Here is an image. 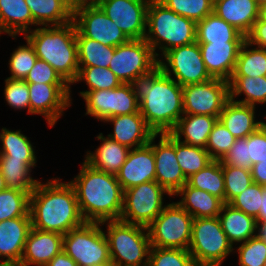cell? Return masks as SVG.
Masks as SVG:
<instances>
[{"label": "cell", "mask_w": 266, "mask_h": 266, "mask_svg": "<svg viewBox=\"0 0 266 266\" xmlns=\"http://www.w3.org/2000/svg\"><path fill=\"white\" fill-rule=\"evenodd\" d=\"M265 119H266V115H265ZM260 128L266 133V122L262 121Z\"/></svg>", "instance_id": "obj_61"}, {"label": "cell", "mask_w": 266, "mask_h": 266, "mask_svg": "<svg viewBox=\"0 0 266 266\" xmlns=\"http://www.w3.org/2000/svg\"><path fill=\"white\" fill-rule=\"evenodd\" d=\"M66 2L73 10H75L77 7H79L82 3H84V0H63Z\"/></svg>", "instance_id": "obj_59"}, {"label": "cell", "mask_w": 266, "mask_h": 266, "mask_svg": "<svg viewBox=\"0 0 266 266\" xmlns=\"http://www.w3.org/2000/svg\"><path fill=\"white\" fill-rule=\"evenodd\" d=\"M150 0H96L128 39H144Z\"/></svg>", "instance_id": "obj_18"}, {"label": "cell", "mask_w": 266, "mask_h": 266, "mask_svg": "<svg viewBox=\"0 0 266 266\" xmlns=\"http://www.w3.org/2000/svg\"><path fill=\"white\" fill-rule=\"evenodd\" d=\"M198 43H243L245 36L214 12L197 22Z\"/></svg>", "instance_id": "obj_31"}, {"label": "cell", "mask_w": 266, "mask_h": 266, "mask_svg": "<svg viewBox=\"0 0 266 266\" xmlns=\"http://www.w3.org/2000/svg\"><path fill=\"white\" fill-rule=\"evenodd\" d=\"M111 263L116 266H148L151 248L147 227L121 220L105 221Z\"/></svg>", "instance_id": "obj_6"}, {"label": "cell", "mask_w": 266, "mask_h": 266, "mask_svg": "<svg viewBox=\"0 0 266 266\" xmlns=\"http://www.w3.org/2000/svg\"><path fill=\"white\" fill-rule=\"evenodd\" d=\"M236 248L239 266H264L266 261V243L257 236L240 243Z\"/></svg>", "instance_id": "obj_47"}, {"label": "cell", "mask_w": 266, "mask_h": 266, "mask_svg": "<svg viewBox=\"0 0 266 266\" xmlns=\"http://www.w3.org/2000/svg\"><path fill=\"white\" fill-rule=\"evenodd\" d=\"M217 217L193 218L188 251L196 265L221 266L228 255L236 253Z\"/></svg>", "instance_id": "obj_7"}, {"label": "cell", "mask_w": 266, "mask_h": 266, "mask_svg": "<svg viewBox=\"0 0 266 266\" xmlns=\"http://www.w3.org/2000/svg\"><path fill=\"white\" fill-rule=\"evenodd\" d=\"M208 73L229 81L234 73L243 43H198Z\"/></svg>", "instance_id": "obj_23"}, {"label": "cell", "mask_w": 266, "mask_h": 266, "mask_svg": "<svg viewBox=\"0 0 266 266\" xmlns=\"http://www.w3.org/2000/svg\"><path fill=\"white\" fill-rule=\"evenodd\" d=\"M255 109L254 106L239 104L229 99L218 119L235 138H245L254 133L262 123L261 120H255Z\"/></svg>", "instance_id": "obj_26"}, {"label": "cell", "mask_w": 266, "mask_h": 266, "mask_svg": "<svg viewBox=\"0 0 266 266\" xmlns=\"http://www.w3.org/2000/svg\"><path fill=\"white\" fill-rule=\"evenodd\" d=\"M157 65L158 59L145 39H129L115 47L108 68L122 83H131Z\"/></svg>", "instance_id": "obj_12"}, {"label": "cell", "mask_w": 266, "mask_h": 266, "mask_svg": "<svg viewBox=\"0 0 266 266\" xmlns=\"http://www.w3.org/2000/svg\"><path fill=\"white\" fill-rule=\"evenodd\" d=\"M253 183L266 186V159L251 167Z\"/></svg>", "instance_id": "obj_54"}, {"label": "cell", "mask_w": 266, "mask_h": 266, "mask_svg": "<svg viewBox=\"0 0 266 266\" xmlns=\"http://www.w3.org/2000/svg\"><path fill=\"white\" fill-rule=\"evenodd\" d=\"M74 22L61 26H37L23 37L33 45L38 59L50 64L71 87L79 71Z\"/></svg>", "instance_id": "obj_4"}, {"label": "cell", "mask_w": 266, "mask_h": 266, "mask_svg": "<svg viewBox=\"0 0 266 266\" xmlns=\"http://www.w3.org/2000/svg\"><path fill=\"white\" fill-rule=\"evenodd\" d=\"M85 2H95L96 0H84Z\"/></svg>", "instance_id": "obj_64"}, {"label": "cell", "mask_w": 266, "mask_h": 266, "mask_svg": "<svg viewBox=\"0 0 266 266\" xmlns=\"http://www.w3.org/2000/svg\"><path fill=\"white\" fill-rule=\"evenodd\" d=\"M30 114L42 115L49 127L55 126L64 111L72 105L68 84L28 83Z\"/></svg>", "instance_id": "obj_17"}, {"label": "cell", "mask_w": 266, "mask_h": 266, "mask_svg": "<svg viewBox=\"0 0 266 266\" xmlns=\"http://www.w3.org/2000/svg\"><path fill=\"white\" fill-rule=\"evenodd\" d=\"M196 29L195 21L168 9L159 0L149 1L144 39L158 60L172 48L196 42Z\"/></svg>", "instance_id": "obj_5"}, {"label": "cell", "mask_w": 266, "mask_h": 266, "mask_svg": "<svg viewBox=\"0 0 266 266\" xmlns=\"http://www.w3.org/2000/svg\"><path fill=\"white\" fill-rule=\"evenodd\" d=\"M34 26H61L73 21V9L63 0H25Z\"/></svg>", "instance_id": "obj_32"}, {"label": "cell", "mask_w": 266, "mask_h": 266, "mask_svg": "<svg viewBox=\"0 0 266 266\" xmlns=\"http://www.w3.org/2000/svg\"><path fill=\"white\" fill-rule=\"evenodd\" d=\"M34 20L25 0H0V28L12 39L31 31Z\"/></svg>", "instance_id": "obj_30"}, {"label": "cell", "mask_w": 266, "mask_h": 266, "mask_svg": "<svg viewBox=\"0 0 266 266\" xmlns=\"http://www.w3.org/2000/svg\"><path fill=\"white\" fill-rule=\"evenodd\" d=\"M30 194L15 189L0 192V222L30 215Z\"/></svg>", "instance_id": "obj_41"}, {"label": "cell", "mask_w": 266, "mask_h": 266, "mask_svg": "<svg viewBox=\"0 0 266 266\" xmlns=\"http://www.w3.org/2000/svg\"><path fill=\"white\" fill-rule=\"evenodd\" d=\"M174 196L181 197L177 203L193 218L217 217L224 204L220 198L187 183Z\"/></svg>", "instance_id": "obj_27"}, {"label": "cell", "mask_w": 266, "mask_h": 266, "mask_svg": "<svg viewBox=\"0 0 266 266\" xmlns=\"http://www.w3.org/2000/svg\"><path fill=\"white\" fill-rule=\"evenodd\" d=\"M248 151L252 165L266 159V133L259 127L247 136Z\"/></svg>", "instance_id": "obj_52"}, {"label": "cell", "mask_w": 266, "mask_h": 266, "mask_svg": "<svg viewBox=\"0 0 266 266\" xmlns=\"http://www.w3.org/2000/svg\"><path fill=\"white\" fill-rule=\"evenodd\" d=\"M245 96L237 100L238 96ZM236 98V99H235ZM229 99L244 105L266 104V76H232L229 80Z\"/></svg>", "instance_id": "obj_33"}, {"label": "cell", "mask_w": 266, "mask_h": 266, "mask_svg": "<svg viewBox=\"0 0 266 266\" xmlns=\"http://www.w3.org/2000/svg\"><path fill=\"white\" fill-rule=\"evenodd\" d=\"M26 83L67 84L46 61L37 59L24 79Z\"/></svg>", "instance_id": "obj_50"}, {"label": "cell", "mask_w": 266, "mask_h": 266, "mask_svg": "<svg viewBox=\"0 0 266 266\" xmlns=\"http://www.w3.org/2000/svg\"><path fill=\"white\" fill-rule=\"evenodd\" d=\"M0 172L8 189L31 194L39 182L31 176L32 169L23 160L0 157Z\"/></svg>", "instance_id": "obj_35"}, {"label": "cell", "mask_w": 266, "mask_h": 266, "mask_svg": "<svg viewBox=\"0 0 266 266\" xmlns=\"http://www.w3.org/2000/svg\"><path fill=\"white\" fill-rule=\"evenodd\" d=\"M176 158L186 178L198 173L213 161L205 148L192 146L176 139Z\"/></svg>", "instance_id": "obj_40"}, {"label": "cell", "mask_w": 266, "mask_h": 266, "mask_svg": "<svg viewBox=\"0 0 266 266\" xmlns=\"http://www.w3.org/2000/svg\"><path fill=\"white\" fill-rule=\"evenodd\" d=\"M193 217L176 201L168 203L147 227L151 247L189 249Z\"/></svg>", "instance_id": "obj_9"}, {"label": "cell", "mask_w": 266, "mask_h": 266, "mask_svg": "<svg viewBox=\"0 0 266 266\" xmlns=\"http://www.w3.org/2000/svg\"><path fill=\"white\" fill-rule=\"evenodd\" d=\"M101 223L85 222L63 235V251L78 266H109V243Z\"/></svg>", "instance_id": "obj_8"}, {"label": "cell", "mask_w": 266, "mask_h": 266, "mask_svg": "<svg viewBox=\"0 0 266 266\" xmlns=\"http://www.w3.org/2000/svg\"><path fill=\"white\" fill-rule=\"evenodd\" d=\"M123 191L150 181H155V156L152 146L130 149L116 175Z\"/></svg>", "instance_id": "obj_19"}, {"label": "cell", "mask_w": 266, "mask_h": 266, "mask_svg": "<svg viewBox=\"0 0 266 266\" xmlns=\"http://www.w3.org/2000/svg\"><path fill=\"white\" fill-rule=\"evenodd\" d=\"M259 5L255 0H214L213 12L244 36L258 19Z\"/></svg>", "instance_id": "obj_24"}, {"label": "cell", "mask_w": 266, "mask_h": 266, "mask_svg": "<svg viewBox=\"0 0 266 266\" xmlns=\"http://www.w3.org/2000/svg\"><path fill=\"white\" fill-rule=\"evenodd\" d=\"M245 40L253 46L266 49V22L257 20Z\"/></svg>", "instance_id": "obj_53"}, {"label": "cell", "mask_w": 266, "mask_h": 266, "mask_svg": "<svg viewBox=\"0 0 266 266\" xmlns=\"http://www.w3.org/2000/svg\"><path fill=\"white\" fill-rule=\"evenodd\" d=\"M19 130L2 128L0 132V157H11V159L23 160L31 169L36 167L37 156L34 143L30 138Z\"/></svg>", "instance_id": "obj_34"}, {"label": "cell", "mask_w": 266, "mask_h": 266, "mask_svg": "<svg viewBox=\"0 0 266 266\" xmlns=\"http://www.w3.org/2000/svg\"><path fill=\"white\" fill-rule=\"evenodd\" d=\"M187 184L220 198L225 203V184L223 165L220 160H213L198 173L187 178Z\"/></svg>", "instance_id": "obj_37"}, {"label": "cell", "mask_w": 266, "mask_h": 266, "mask_svg": "<svg viewBox=\"0 0 266 266\" xmlns=\"http://www.w3.org/2000/svg\"><path fill=\"white\" fill-rule=\"evenodd\" d=\"M0 266H20L19 264H2L0 263Z\"/></svg>", "instance_id": "obj_63"}, {"label": "cell", "mask_w": 266, "mask_h": 266, "mask_svg": "<svg viewBox=\"0 0 266 266\" xmlns=\"http://www.w3.org/2000/svg\"><path fill=\"white\" fill-rule=\"evenodd\" d=\"M236 139L218 119L209 134L205 149L213 160H221L231 149Z\"/></svg>", "instance_id": "obj_46"}, {"label": "cell", "mask_w": 266, "mask_h": 266, "mask_svg": "<svg viewBox=\"0 0 266 266\" xmlns=\"http://www.w3.org/2000/svg\"><path fill=\"white\" fill-rule=\"evenodd\" d=\"M257 20H260L261 22H266V4H262L259 6Z\"/></svg>", "instance_id": "obj_58"}, {"label": "cell", "mask_w": 266, "mask_h": 266, "mask_svg": "<svg viewBox=\"0 0 266 266\" xmlns=\"http://www.w3.org/2000/svg\"><path fill=\"white\" fill-rule=\"evenodd\" d=\"M158 64L166 75H173L172 79L182 87L213 78L206 69L197 41L170 49L158 60Z\"/></svg>", "instance_id": "obj_11"}, {"label": "cell", "mask_w": 266, "mask_h": 266, "mask_svg": "<svg viewBox=\"0 0 266 266\" xmlns=\"http://www.w3.org/2000/svg\"><path fill=\"white\" fill-rule=\"evenodd\" d=\"M29 213L33 228L62 235L85 223L74 187L60 177L38 182L30 194Z\"/></svg>", "instance_id": "obj_2"}, {"label": "cell", "mask_w": 266, "mask_h": 266, "mask_svg": "<svg viewBox=\"0 0 266 266\" xmlns=\"http://www.w3.org/2000/svg\"><path fill=\"white\" fill-rule=\"evenodd\" d=\"M218 118L211 115L184 114L170 133L183 143L205 148Z\"/></svg>", "instance_id": "obj_28"}, {"label": "cell", "mask_w": 266, "mask_h": 266, "mask_svg": "<svg viewBox=\"0 0 266 266\" xmlns=\"http://www.w3.org/2000/svg\"><path fill=\"white\" fill-rule=\"evenodd\" d=\"M220 161L222 165L251 169L247 137L237 138L231 149Z\"/></svg>", "instance_id": "obj_51"}, {"label": "cell", "mask_w": 266, "mask_h": 266, "mask_svg": "<svg viewBox=\"0 0 266 266\" xmlns=\"http://www.w3.org/2000/svg\"><path fill=\"white\" fill-rule=\"evenodd\" d=\"M45 266H78L77 263L68 256L63 250L58 253Z\"/></svg>", "instance_id": "obj_55"}, {"label": "cell", "mask_w": 266, "mask_h": 266, "mask_svg": "<svg viewBox=\"0 0 266 266\" xmlns=\"http://www.w3.org/2000/svg\"><path fill=\"white\" fill-rule=\"evenodd\" d=\"M4 87V97L7 104L16 110L27 109L30 114V98L28 83L24 80L6 78Z\"/></svg>", "instance_id": "obj_48"}, {"label": "cell", "mask_w": 266, "mask_h": 266, "mask_svg": "<svg viewBox=\"0 0 266 266\" xmlns=\"http://www.w3.org/2000/svg\"><path fill=\"white\" fill-rule=\"evenodd\" d=\"M139 112L155 134L170 133L183 114L182 86L158 64L131 82Z\"/></svg>", "instance_id": "obj_1"}, {"label": "cell", "mask_w": 266, "mask_h": 266, "mask_svg": "<svg viewBox=\"0 0 266 266\" xmlns=\"http://www.w3.org/2000/svg\"><path fill=\"white\" fill-rule=\"evenodd\" d=\"M26 45L18 46L10 55L8 61L10 76L7 78L24 80L38 59L35 49L25 38Z\"/></svg>", "instance_id": "obj_42"}, {"label": "cell", "mask_w": 266, "mask_h": 266, "mask_svg": "<svg viewBox=\"0 0 266 266\" xmlns=\"http://www.w3.org/2000/svg\"><path fill=\"white\" fill-rule=\"evenodd\" d=\"M256 236L266 243V223L256 224Z\"/></svg>", "instance_id": "obj_57"}, {"label": "cell", "mask_w": 266, "mask_h": 266, "mask_svg": "<svg viewBox=\"0 0 266 266\" xmlns=\"http://www.w3.org/2000/svg\"><path fill=\"white\" fill-rule=\"evenodd\" d=\"M164 195L172 198L156 181L141 183L124 190L120 220L148 227L166 206L163 202Z\"/></svg>", "instance_id": "obj_10"}, {"label": "cell", "mask_w": 266, "mask_h": 266, "mask_svg": "<svg viewBox=\"0 0 266 266\" xmlns=\"http://www.w3.org/2000/svg\"><path fill=\"white\" fill-rule=\"evenodd\" d=\"M103 122L113 125V133H109L107 136L129 149L148 144L155 135L139 111L107 118Z\"/></svg>", "instance_id": "obj_21"}, {"label": "cell", "mask_w": 266, "mask_h": 266, "mask_svg": "<svg viewBox=\"0 0 266 266\" xmlns=\"http://www.w3.org/2000/svg\"><path fill=\"white\" fill-rule=\"evenodd\" d=\"M149 144L155 156V181L173 197L187 183L176 158V138L171 133L155 134Z\"/></svg>", "instance_id": "obj_16"}, {"label": "cell", "mask_w": 266, "mask_h": 266, "mask_svg": "<svg viewBox=\"0 0 266 266\" xmlns=\"http://www.w3.org/2000/svg\"><path fill=\"white\" fill-rule=\"evenodd\" d=\"M31 228L30 215L0 222V263H20Z\"/></svg>", "instance_id": "obj_22"}, {"label": "cell", "mask_w": 266, "mask_h": 266, "mask_svg": "<svg viewBox=\"0 0 266 266\" xmlns=\"http://www.w3.org/2000/svg\"><path fill=\"white\" fill-rule=\"evenodd\" d=\"M257 4L260 6L262 4H266V0H255Z\"/></svg>", "instance_id": "obj_62"}, {"label": "cell", "mask_w": 266, "mask_h": 266, "mask_svg": "<svg viewBox=\"0 0 266 266\" xmlns=\"http://www.w3.org/2000/svg\"><path fill=\"white\" fill-rule=\"evenodd\" d=\"M63 250V235L31 228L20 266H45Z\"/></svg>", "instance_id": "obj_20"}, {"label": "cell", "mask_w": 266, "mask_h": 266, "mask_svg": "<svg viewBox=\"0 0 266 266\" xmlns=\"http://www.w3.org/2000/svg\"><path fill=\"white\" fill-rule=\"evenodd\" d=\"M168 9L196 23L213 12L214 0H159Z\"/></svg>", "instance_id": "obj_43"}, {"label": "cell", "mask_w": 266, "mask_h": 266, "mask_svg": "<svg viewBox=\"0 0 266 266\" xmlns=\"http://www.w3.org/2000/svg\"><path fill=\"white\" fill-rule=\"evenodd\" d=\"M262 201V185L252 183L228 204L255 219L259 216Z\"/></svg>", "instance_id": "obj_49"}, {"label": "cell", "mask_w": 266, "mask_h": 266, "mask_svg": "<svg viewBox=\"0 0 266 266\" xmlns=\"http://www.w3.org/2000/svg\"><path fill=\"white\" fill-rule=\"evenodd\" d=\"M73 22L84 37L117 47L129 39L96 2H84L73 10Z\"/></svg>", "instance_id": "obj_14"}, {"label": "cell", "mask_w": 266, "mask_h": 266, "mask_svg": "<svg viewBox=\"0 0 266 266\" xmlns=\"http://www.w3.org/2000/svg\"><path fill=\"white\" fill-rule=\"evenodd\" d=\"M76 43L79 66L109 67L115 47L84 37L77 30Z\"/></svg>", "instance_id": "obj_36"}, {"label": "cell", "mask_w": 266, "mask_h": 266, "mask_svg": "<svg viewBox=\"0 0 266 266\" xmlns=\"http://www.w3.org/2000/svg\"><path fill=\"white\" fill-rule=\"evenodd\" d=\"M256 223H266V186H262V201L259 216L256 218Z\"/></svg>", "instance_id": "obj_56"}, {"label": "cell", "mask_w": 266, "mask_h": 266, "mask_svg": "<svg viewBox=\"0 0 266 266\" xmlns=\"http://www.w3.org/2000/svg\"><path fill=\"white\" fill-rule=\"evenodd\" d=\"M96 138L101 141L99 147L94 152L87 151L84 160L93 168L116 176L130 149L103 133Z\"/></svg>", "instance_id": "obj_25"}, {"label": "cell", "mask_w": 266, "mask_h": 266, "mask_svg": "<svg viewBox=\"0 0 266 266\" xmlns=\"http://www.w3.org/2000/svg\"><path fill=\"white\" fill-rule=\"evenodd\" d=\"M232 76H266V49L253 47L245 40L239 50Z\"/></svg>", "instance_id": "obj_38"}, {"label": "cell", "mask_w": 266, "mask_h": 266, "mask_svg": "<svg viewBox=\"0 0 266 266\" xmlns=\"http://www.w3.org/2000/svg\"><path fill=\"white\" fill-rule=\"evenodd\" d=\"M225 203L243 192L253 183L251 169L223 165Z\"/></svg>", "instance_id": "obj_45"}, {"label": "cell", "mask_w": 266, "mask_h": 266, "mask_svg": "<svg viewBox=\"0 0 266 266\" xmlns=\"http://www.w3.org/2000/svg\"><path fill=\"white\" fill-rule=\"evenodd\" d=\"M183 114L219 117L229 100V81L212 78L209 81L182 87Z\"/></svg>", "instance_id": "obj_15"}, {"label": "cell", "mask_w": 266, "mask_h": 266, "mask_svg": "<svg viewBox=\"0 0 266 266\" xmlns=\"http://www.w3.org/2000/svg\"><path fill=\"white\" fill-rule=\"evenodd\" d=\"M218 218L233 247L256 236V219L228 203L223 204Z\"/></svg>", "instance_id": "obj_29"}, {"label": "cell", "mask_w": 266, "mask_h": 266, "mask_svg": "<svg viewBox=\"0 0 266 266\" xmlns=\"http://www.w3.org/2000/svg\"><path fill=\"white\" fill-rule=\"evenodd\" d=\"M86 83L87 89L80 91L82 97L86 91H97L113 89L122 84L120 79L109 69L97 66H79L77 78L73 84L83 82Z\"/></svg>", "instance_id": "obj_39"}, {"label": "cell", "mask_w": 266, "mask_h": 266, "mask_svg": "<svg viewBox=\"0 0 266 266\" xmlns=\"http://www.w3.org/2000/svg\"><path fill=\"white\" fill-rule=\"evenodd\" d=\"M81 98L85 100V115L101 122L107 118L139 111V102L131 83H122L113 89L86 91Z\"/></svg>", "instance_id": "obj_13"}, {"label": "cell", "mask_w": 266, "mask_h": 266, "mask_svg": "<svg viewBox=\"0 0 266 266\" xmlns=\"http://www.w3.org/2000/svg\"><path fill=\"white\" fill-rule=\"evenodd\" d=\"M7 187H6V185H5V182H4V178H3V176H2V174H1V172H0V192L2 191V190H5Z\"/></svg>", "instance_id": "obj_60"}, {"label": "cell", "mask_w": 266, "mask_h": 266, "mask_svg": "<svg viewBox=\"0 0 266 266\" xmlns=\"http://www.w3.org/2000/svg\"><path fill=\"white\" fill-rule=\"evenodd\" d=\"M148 266H196L188 250L151 247Z\"/></svg>", "instance_id": "obj_44"}, {"label": "cell", "mask_w": 266, "mask_h": 266, "mask_svg": "<svg viewBox=\"0 0 266 266\" xmlns=\"http://www.w3.org/2000/svg\"><path fill=\"white\" fill-rule=\"evenodd\" d=\"M69 183L75 189L85 222L120 220L124 191L115 175L97 170L83 160L79 173Z\"/></svg>", "instance_id": "obj_3"}]
</instances>
